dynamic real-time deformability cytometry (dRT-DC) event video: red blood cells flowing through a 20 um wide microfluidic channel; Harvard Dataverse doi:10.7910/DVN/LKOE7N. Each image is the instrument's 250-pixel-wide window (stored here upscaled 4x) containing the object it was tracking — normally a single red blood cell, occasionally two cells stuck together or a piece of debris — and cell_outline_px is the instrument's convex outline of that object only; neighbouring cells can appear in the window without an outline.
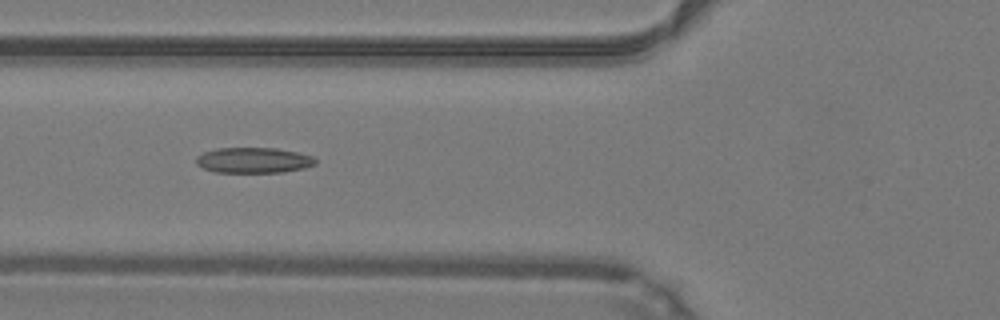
{"species": "common noctule bat (a hibernating species)", "species_latin": "Nyctalus noctula", "temperature_condition": "warm", "stored_images_in_passage": 33, "camera_frame_rate_fps": 3000, "um_per_image_px": 0.085, "animal": {"sex": "male", "body_mass_g": 19.2, "forearm_length_mm": 51.8}, "frame": {"image": 1, "passage_image": 6, "time_ms": 1.667, "image_size_px": [1000, 320], "cell_outline_px": [[316, 164], [304, 168], [284, 172], [216, 172], [204, 168], [196, 164], [196, 156], [204, 152], [216, 148], [276, 148], [296, 152], [312, 156], [316, 160]], "centroid_in_image_um": [21.54, 13.62], "position_along_channel_um": 104.3, "area_um2": 17.69}}
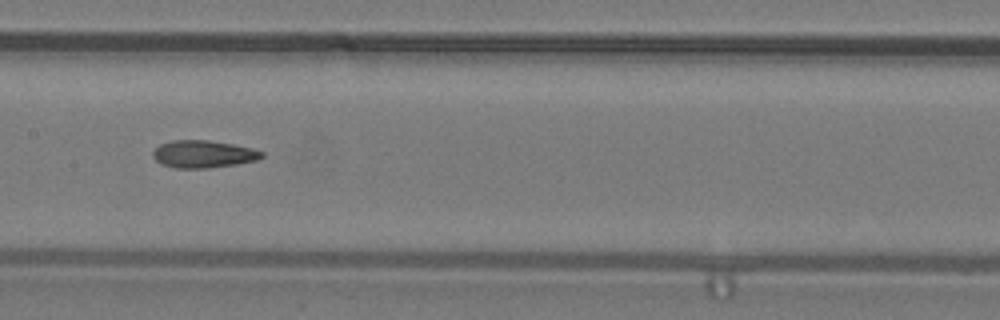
{"frame": {"image": 2, "passage_image": 12, "time_ms": 3.667, "image_size_px": [1000, 320], "cell_outline_px": [[264, 156], [256, 160], [236, 164], [208, 168], [176, 168], [160, 164], [152, 156], [152, 152], [160, 144], [172, 140], [208, 140], [232, 144], [252, 148], [264, 152]], "centroid_in_image_um": [17.26, 13.1], "position_along_channel_um": 190.1, "area_um2": 17.4}}
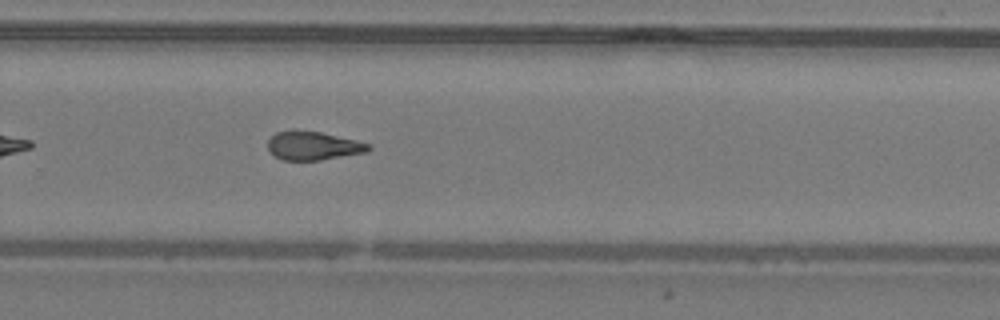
{"frame": {"image": 3, "passage_image": 20, "time_ms": 6.333, "image_size_px": [1000, 320], "cell_outline_px": [[372, 148], [364, 152], [320, 160], [284, 160], [276, 156], [268, 148], [268, 140], [276, 132], [292, 128], [320, 132], [356, 140], [368, 144]], "centroid_in_image_um": [26.57, 12.36], "position_along_channel_um": 303.2, "area_um2": 16.7}, "authors_computed_cell_mechanics": {"area_um2": 17.3978, "velocity_mm_per_s": 4.2733, "shape_relaxation_time_tau1_ms": null, "shape_relaxation_time_tau2_ms": 2.9022, "deformation_change_tau1": null, "deformation_change_tau2": 0.115}}